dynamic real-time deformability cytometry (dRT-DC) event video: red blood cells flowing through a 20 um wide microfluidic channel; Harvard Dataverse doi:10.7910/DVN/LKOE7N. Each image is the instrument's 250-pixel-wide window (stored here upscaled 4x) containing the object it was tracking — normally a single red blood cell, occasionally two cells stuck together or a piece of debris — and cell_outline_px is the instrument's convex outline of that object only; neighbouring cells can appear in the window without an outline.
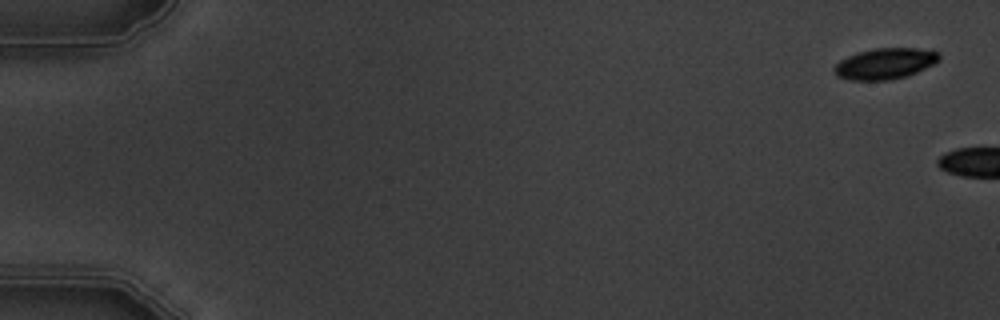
{"species": "common noctule bat (a hibernating species)", "species_latin": "Nyctalus noctula", "temperature_condition": "warm", "stored_images_in_passage": 2, "camera_frame_rate_fps": 3000, "um_per_image_px": 0.085, "animal": {"sex": "male", "body_mass_g": 19.5, "forearm_length_mm": 54.6}, "frame": {"image": 1, "passage_image": 1, "time_ms": 0.0, "image_size_px": [1000, 320], "cell_outline_px": [[940, 60], [936, 64], [916, 72], [904, 76], [888, 80], [848, 80], [836, 76], [832, 68], [840, 60], [856, 52], [876, 48], [916, 48], [940, 52]], "centroid_in_image_um": [75.22, 5.4], "position_along_channel_um": 9.8, "area_um2": 19.07}}